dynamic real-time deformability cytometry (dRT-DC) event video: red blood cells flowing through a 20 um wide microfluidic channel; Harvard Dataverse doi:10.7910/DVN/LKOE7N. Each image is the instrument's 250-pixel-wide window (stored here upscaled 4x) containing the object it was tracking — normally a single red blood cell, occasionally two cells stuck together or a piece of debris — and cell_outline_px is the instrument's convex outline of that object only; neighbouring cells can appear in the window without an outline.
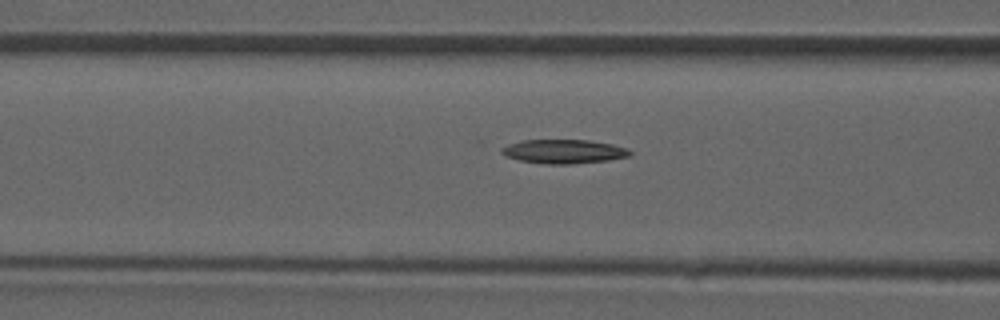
{"species": "common noctule bat (a hibernating species)", "species_latin": "Nyctalus noctula", "temperature_condition": "room temperature", "stored_images_in_passage": 7, "camera_frame_rate_fps": 3000, "um_per_image_px": 0.085, "animal": {"sex": "male", "forearm_length_mm": 52.5}, "frame": {"image": 1, "passage_image": 5, "time_ms": 1.333, "image_size_px": [1000, 320], "cell_outline_px": [[632, 156], [608, 160], [572, 164], [544, 164], [520, 160], [504, 156], [500, 152], [500, 148], [508, 144], [524, 140], [588, 140], [612, 144], [628, 148], [632, 152]], "centroid_in_image_um": [47.93, 12.88], "position_along_channel_um": 118.7, "area_um2": 18.09}}